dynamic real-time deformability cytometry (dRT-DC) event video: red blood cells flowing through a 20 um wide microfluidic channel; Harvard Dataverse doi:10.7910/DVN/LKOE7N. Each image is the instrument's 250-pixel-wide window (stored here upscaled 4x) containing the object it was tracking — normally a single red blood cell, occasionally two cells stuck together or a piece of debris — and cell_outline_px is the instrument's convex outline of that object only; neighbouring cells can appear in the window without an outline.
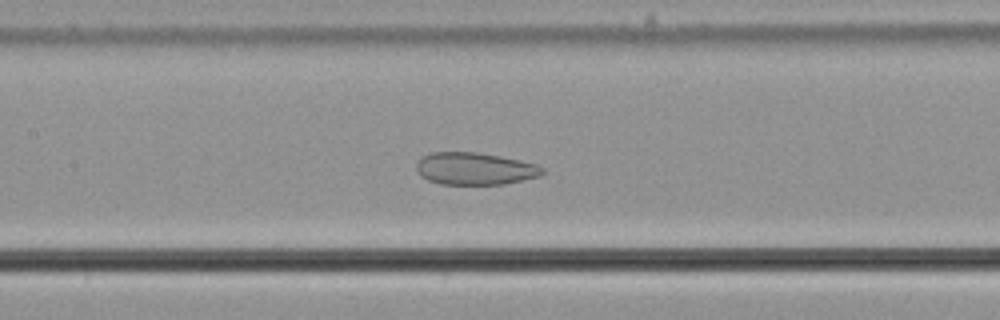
{"species": "common noctule bat (a hibernating species)", "species_latin": "Nyctalus noctula", "temperature_condition": "cold", "stored_images_in_passage": 30, "camera_frame_rate_fps": 3000, "um_per_image_px": 0.085, "animal": {"sex": "male", "body_mass_g": 21.5, "forearm_length_mm": 52.0}, "frame": {"image": 1, "passage_image": 11, "time_ms": 3.333, "image_size_px": [1000, 320], "cell_outline_px": [[544, 172], [540, 176], [504, 184], [440, 184], [428, 180], [420, 176], [416, 168], [416, 164], [420, 156], [432, 152], [476, 152], [500, 156], [520, 160], [536, 164], [544, 168]], "centroid_in_image_um": [40.34, 14.33], "position_along_channel_um": 167.1, "area_um2": 23.81}}
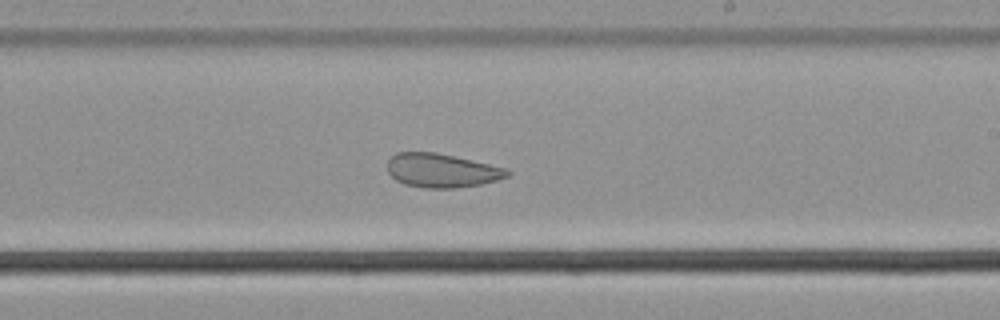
{"frame": {"image": 2, "passage_image": 18, "time_ms": 5.667, "image_size_px": [1000, 320], "cell_outline_px": [[512, 172], [508, 176], [496, 180], [480, 184], [456, 188], [424, 188], [404, 184], [396, 180], [388, 172], [388, 160], [396, 152], [436, 152], [508, 168]], "centroid_in_image_um": [37.55, 14.49], "position_along_channel_um": 251.4, "area_um2": 23.7}}
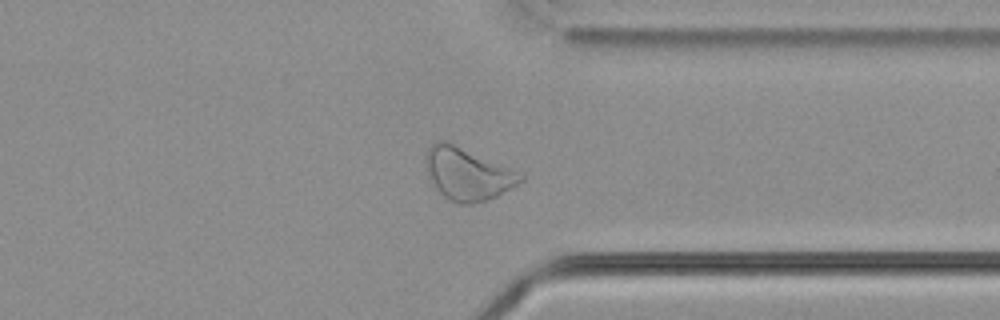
{"frame": {"image": 3, "passage_image": 28, "time_ms": 9.0, "image_size_px": [1000, 320], "cell_outline_px": [[524, 180], [496, 196], [472, 204], [460, 204], [448, 200], [436, 188], [428, 176], [424, 164], [424, 160], [428, 148], [436, 140], [448, 140], [516, 172], [524, 176]], "centroid_in_image_um": [39.66, 14.77], "position_along_channel_um": 371.7, "area_um2": 28.55}}